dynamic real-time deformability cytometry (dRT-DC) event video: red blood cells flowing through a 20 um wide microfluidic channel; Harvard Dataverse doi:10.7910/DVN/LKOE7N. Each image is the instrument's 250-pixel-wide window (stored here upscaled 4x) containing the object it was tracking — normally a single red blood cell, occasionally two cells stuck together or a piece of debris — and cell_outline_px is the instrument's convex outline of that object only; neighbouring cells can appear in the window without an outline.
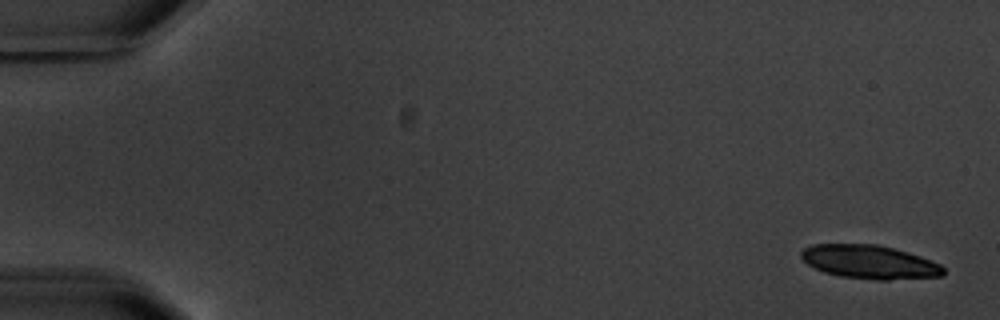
{"species": "common noctule bat (a hibernating species)", "species_latin": "Nyctalus noctula", "temperature_condition": "warm", "stored_images_in_passage": 10, "segment_of_instrument_passage": [1, 2], "camera_frame_rate_fps": 3000, "um_per_image_px": 0.085, "animal": {"sex": "male", "body_mass_g": 20.1, "forearm_length_mm": 53.5}, "frame": {"image": 1, "passage_image": 1, "time_ms": 0.0, "image_size_px": [1000, 320], "cell_outline_px": [[944, 276], [888, 280], [876, 280], [840, 276], [824, 272], [808, 264], [800, 256], [800, 252], [804, 248], [812, 244], [876, 244], [908, 252], [920, 256], [940, 264], [944, 268]], "centroid_in_image_um": [73.91, 22.27], "position_along_channel_um": 11.1, "area_um2": 27.86}}